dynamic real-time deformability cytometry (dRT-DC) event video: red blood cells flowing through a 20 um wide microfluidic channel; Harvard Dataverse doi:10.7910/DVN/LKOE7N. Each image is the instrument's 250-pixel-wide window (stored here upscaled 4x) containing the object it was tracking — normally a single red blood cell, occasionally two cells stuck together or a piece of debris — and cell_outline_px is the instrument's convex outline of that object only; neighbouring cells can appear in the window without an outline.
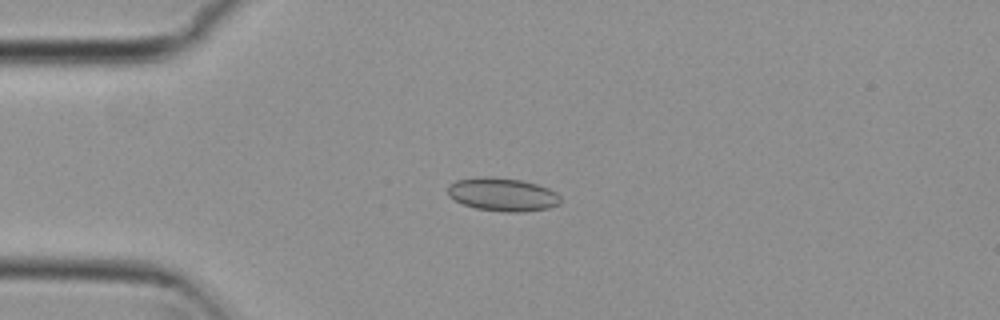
{"species": "common noctule bat (a hibernating species)", "species_latin": "Nyctalus noctula", "temperature_condition": "cold", "stored_images_in_passage": 5, "camera_frame_rate_fps": 3000, "um_per_image_px": 0.085, "animal": {"sex": "female", "body_mass_g": 29.2, "forearm_length_mm": 56.3}, "frame": {"image": 1, "passage_image": 4, "time_ms": 1.0, "image_size_px": [1000, 320], "cell_outline_px": [[560, 204], [548, 208], [524, 212], [504, 212], [476, 208], [464, 204], [448, 196], [448, 184], [456, 180], [480, 176], [492, 176], [520, 180], [536, 184], [548, 188], [556, 192], [560, 196]], "centroid_in_image_um": [42.71, 16.52], "position_along_channel_um": 42.3, "area_um2": 21.96}}